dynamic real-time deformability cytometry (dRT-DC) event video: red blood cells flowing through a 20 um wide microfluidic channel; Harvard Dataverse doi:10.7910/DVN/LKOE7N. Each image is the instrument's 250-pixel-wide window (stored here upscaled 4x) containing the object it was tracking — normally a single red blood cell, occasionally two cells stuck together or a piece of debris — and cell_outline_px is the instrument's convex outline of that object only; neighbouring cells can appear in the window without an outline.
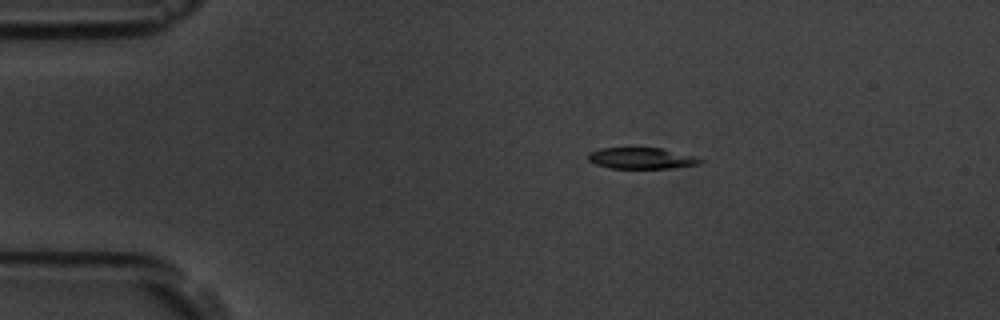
{"species": "common noctule bat (a hibernating species)", "species_latin": "Nyctalus noctula", "temperature_condition": "room temperature", "stored_images_in_passage": 7, "camera_frame_rate_fps": 3000, "um_per_image_px": 0.085, "animal": {"sex": "male", "body_mass_g": 19.5, "forearm_length_mm": 54.6}, "frame": {"image": 1, "passage_image": 1, "time_ms": 0.0, "image_size_px": [1000, 320], "cell_outline_px": [[704, 160], [700, 164], [672, 168], [608, 168], [596, 164], [588, 160], [588, 152], [600, 148], [660, 148], [692, 156]], "centroid_in_image_um": [54.48, 13.45], "position_along_channel_um": 30.5, "area_um2": 13.7}}
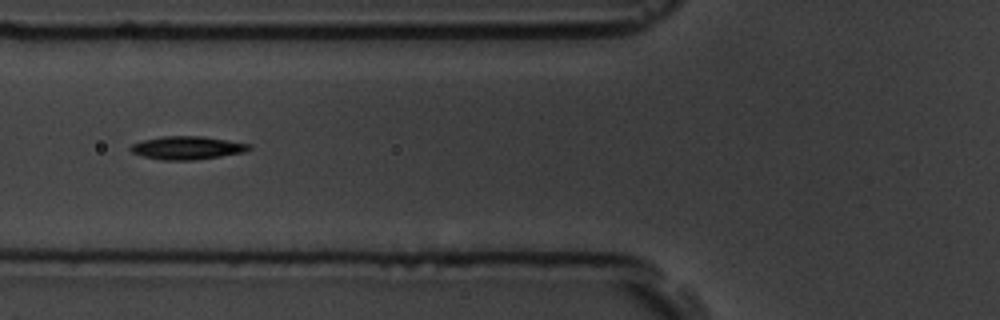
{"frame": {"image": 2, "passage_image": 4, "time_ms": 3.667, "image_size_px": [1000, 320], "cell_outline_px": [[252, 148], [244, 152], [220, 156], [192, 160], [160, 160], [144, 156], [132, 152], [128, 148], [132, 144], [144, 140], [164, 136], [204, 136], [252, 144]], "centroid_in_image_um": [15.93, 12.56], "position_along_channel_um": 109.9, "area_um2": 15.95}}
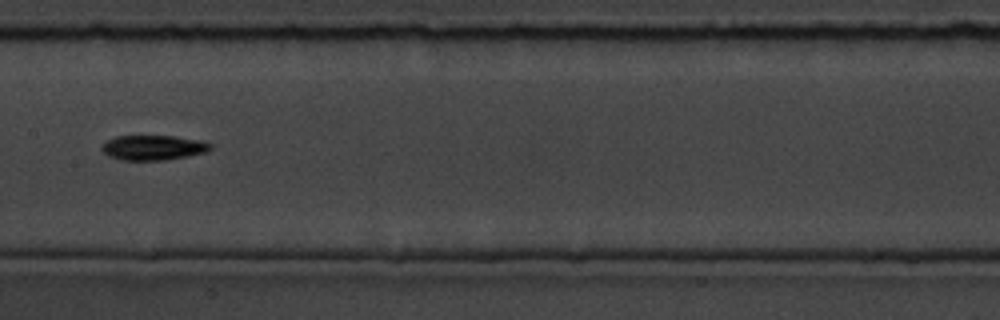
{"frame": {"image": 3, "passage_image": 6, "time_ms": 6.0, "image_size_px": [1000, 320], "cell_outline_px": [[212, 148], [208, 152], [188, 156], [164, 160], [124, 160], [108, 156], [100, 148], [108, 140], [116, 136], [176, 136], [200, 140], [212, 144]], "centroid_in_image_um": [13.06, 12.55], "position_along_channel_um": 194.3, "area_um2": 15.78}}